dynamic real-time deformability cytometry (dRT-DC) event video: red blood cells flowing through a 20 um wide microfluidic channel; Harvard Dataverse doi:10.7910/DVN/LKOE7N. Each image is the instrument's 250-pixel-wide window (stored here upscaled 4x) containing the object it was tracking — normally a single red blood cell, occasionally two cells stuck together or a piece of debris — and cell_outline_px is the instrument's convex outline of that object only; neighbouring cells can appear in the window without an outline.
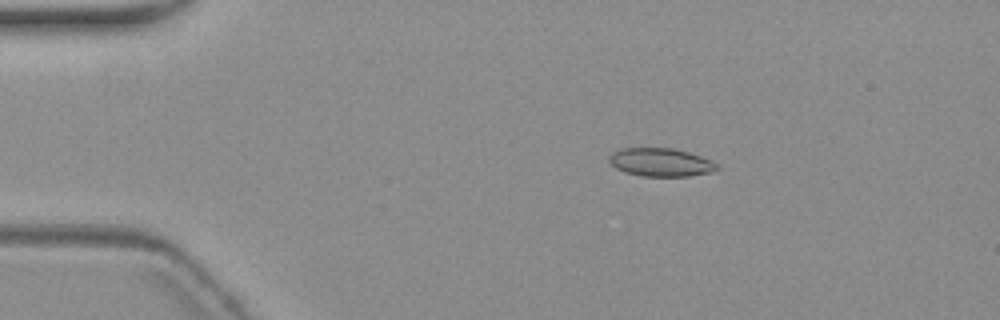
{"species": "common noctule bat (a hibernating species)", "species_latin": "Nyctalus noctula", "temperature_condition": "warm", "stored_images_in_passage": 5, "camera_frame_rate_fps": 3000, "um_per_image_px": 0.085, "animal": {"sex": "female", "body_mass_g": 19.3, "forearm_length_mm": 54.1}, "frame": {"image": 1, "passage_image": 3, "time_ms": 2.667, "image_size_px": [1000, 320], "cell_outline_px": [[720, 168], [712, 172], [688, 176], [640, 176], [624, 172], [616, 168], [608, 160], [608, 156], [612, 152], [620, 148], [672, 148], [688, 152], [712, 160]], "centroid_in_image_um": [56.14, 13.79], "position_along_channel_um": 28.9, "area_um2": 17.86}}